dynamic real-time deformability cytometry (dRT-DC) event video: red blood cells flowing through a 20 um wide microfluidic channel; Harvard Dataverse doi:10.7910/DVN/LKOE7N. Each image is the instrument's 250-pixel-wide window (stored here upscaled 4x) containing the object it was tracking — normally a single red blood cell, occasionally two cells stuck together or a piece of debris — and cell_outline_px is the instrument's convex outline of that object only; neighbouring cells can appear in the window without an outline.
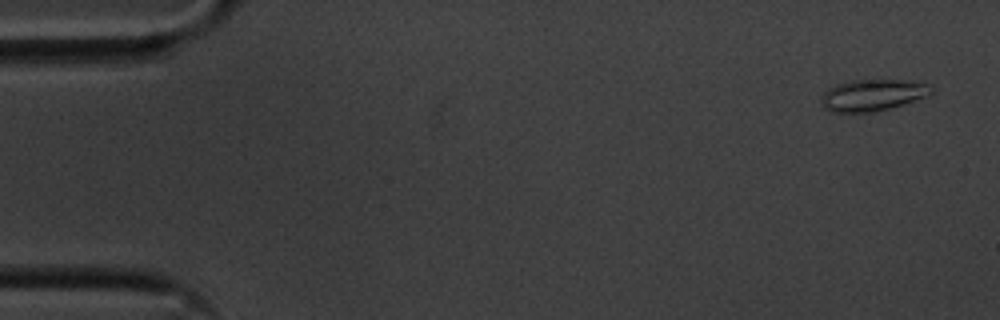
{"species": "common noctule bat (a hibernating species)", "species_latin": "Nyctalus noctula", "temperature_condition": "cold", "stored_images_in_passage": 56, "camera_frame_rate_fps": 3000, "um_per_image_px": 0.085, "animal": {"sex": "male", "body_mass_g": 20.1, "forearm_length_mm": 53.5}, "frame": {"image": 1, "passage_image": 3, "time_ms": 0.667, "image_size_px": [1000, 320], "cell_outline_px": [[932, 92], [924, 96], [904, 104], [872, 112], [832, 112], [820, 104], [820, 96], [828, 88], [836, 84], [852, 80], [896, 80], [932, 84]], "centroid_in_image_um": [74.11, 8.08], "position_along_channel_um": 10.9, "area_um2": 20.06}}
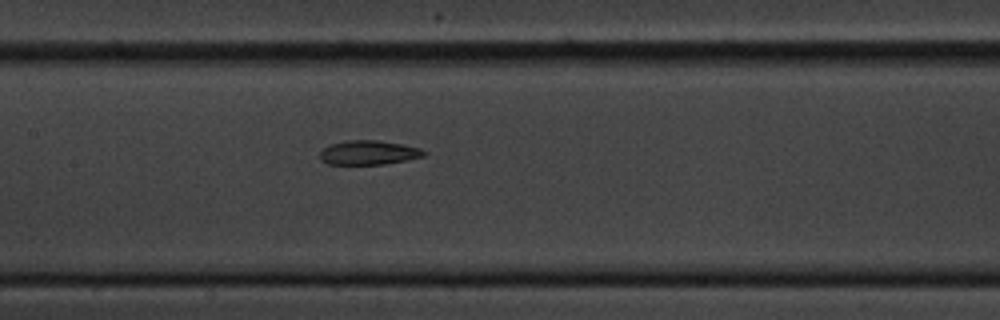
{"frame": {"image": 2, "passage_image": 27, "time_ms": 8.667, "image_size_px": [1000, 320], "cell_outline_px": [[428, 152], [424, 156], [408, 160], [384, 164], [328, 164], [320, 160], [320, 152], [328, 144], [348, 140], [376, 140], [400, 144], [420, 148]], "centroid_in_image_um": [31.33, 12.97], "position_along_channel_um": 176.1, "area_um2": 14.74}}
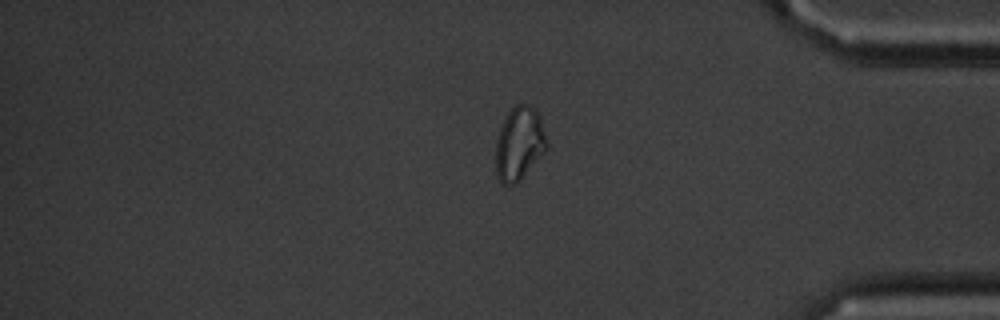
{"frame": {"image": 3, "passage_image": 47, "time_ms": 15.333, "image_size_px": [1000, 320], "cell_outline_px": [[548, 148], [520, 180], [516, 184], [500, 184], [496, 176], [496, 140], [500, 128], [508, 112], [516, 104], [528, 104], [536, 108], [540, 116], [548, 140]], "centroid_in_image_um": [44.15, 12.2], "position_along_channel_um": 391.0, "area_um2": 22.08}, "authors_computed_cell_mechanics": {"area_um2": 16.8487, "velocity_mm_per_s": 3.5711, "shape_relaxation_time_tau1_ms": null, "shape_relaxation_time_tau2_ms": 2.6926, "deformation_change_tau1": null, "deformation_change_tau2": 0.0729}}